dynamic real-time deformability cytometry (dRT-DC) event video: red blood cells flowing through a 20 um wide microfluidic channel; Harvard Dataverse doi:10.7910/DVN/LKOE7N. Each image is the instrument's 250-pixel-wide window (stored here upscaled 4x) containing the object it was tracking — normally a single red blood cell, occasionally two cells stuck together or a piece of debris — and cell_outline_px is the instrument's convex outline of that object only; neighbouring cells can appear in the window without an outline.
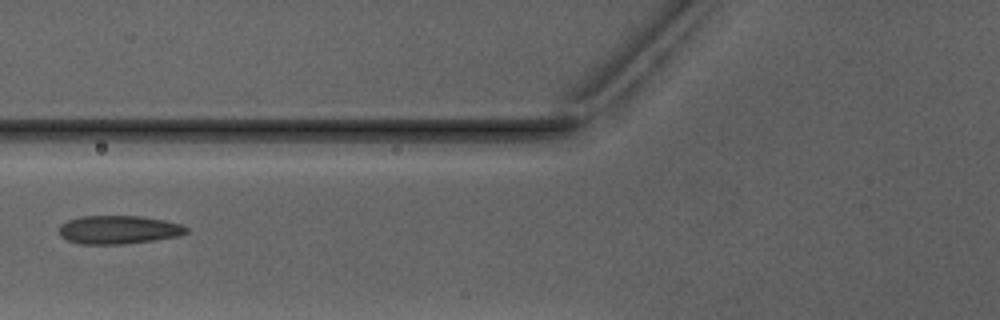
{"species": "Egyptian fruit bat (a non-hibernating species)", "species_latin": "Rousettus aegyptiacus", "temperature_condition": "warm", "stored_images_in_passage": 3, "camera_frame_rate_fps": 3000, "um_per_image_px": 0.085, "animal": {"sex": "male"}, "frame": {"image": 1, "passage_image": 3, "time_ms": 2.333, "image_size_px": [1000, 320], "cell_outline_px": [[188, 232], [180, 236], [124, 244], [80, 244], [68, 240], [60, 236], [60, 224], [68, 220], [80, 216], [140, 216], [164, 220], [180, 224], [188, 228]], "centroid_in_image_um": [10.07, 19.52], "position_along_channel_um": 115.7, "area_um2": 21.04}}